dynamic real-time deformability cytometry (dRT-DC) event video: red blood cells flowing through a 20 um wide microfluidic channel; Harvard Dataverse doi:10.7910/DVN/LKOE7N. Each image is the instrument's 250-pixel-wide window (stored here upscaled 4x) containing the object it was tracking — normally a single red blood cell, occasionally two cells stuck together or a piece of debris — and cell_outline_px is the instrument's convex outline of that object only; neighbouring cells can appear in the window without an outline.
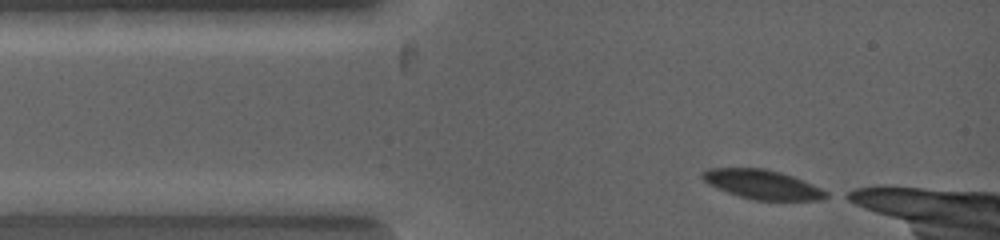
{"species": "common noctule bat (a hibernating species)", "species_latin": "Nyctalus noctula", "temperature_condition": "warm", "stored_images_in_passage": 2, "camera_frame_rate_fps": 5000, "um_per_image_px": 0.085, "animal": {"sex": "female", "body_mass_g": 19.0, "forearm_length_mm": 53.3}, "frame": {"image": 1, "passage_image": 2, "time_ms": 0.4, "image_size_px": [1000, 240], "cell_outline_px": [[832, 196], [824, 200], [756, 200], [740, 196], [728, 192], [708, 184], [700, 176], [700, 172], [708, 168], [764, 168], [780, 172], [792, 176], [812, 184], [828, 192]], "centroid_in_image_um": [64.82, 15.68], "position_along_channel_um": 20.2, "area_um2": 21.1}}